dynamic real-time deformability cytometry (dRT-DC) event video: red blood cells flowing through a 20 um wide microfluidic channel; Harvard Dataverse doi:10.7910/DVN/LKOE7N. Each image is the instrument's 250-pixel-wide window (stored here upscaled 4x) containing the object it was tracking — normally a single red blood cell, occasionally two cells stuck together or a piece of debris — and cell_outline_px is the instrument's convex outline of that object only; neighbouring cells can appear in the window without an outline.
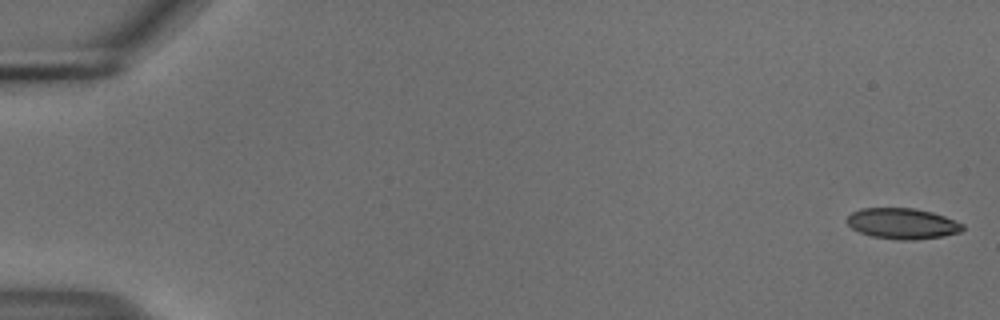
{"species": "common noctule bat (a hibernating species)", "species_latin": "Nyctalus noctula", "temperature_condition": "cold", "stored_images_in_passage": 55, "camera_frame_rate_fps": 3000, "um_per_image_px": 0.085, "animal": {"sex": "male", "body_mass_g": 18.8}, "frame": {"image": 1, "passage_image": 1, "time_ms": 0.0, "image_size_px": [1000, 320], "cell_outline_px": [[964, 228], [960, 232], [944, 236], [916, 240], [896, 240], [872, 236], [860, 232], [852, 228], [844, 220], [852, 212], [860, 208], [912, 208], [932, 212], [944, 216], [964, 224]], "centroid_in_image_um": [76.69, 19.01], "position_along_channel_um": 8.3, "area_um2": 20.87}}
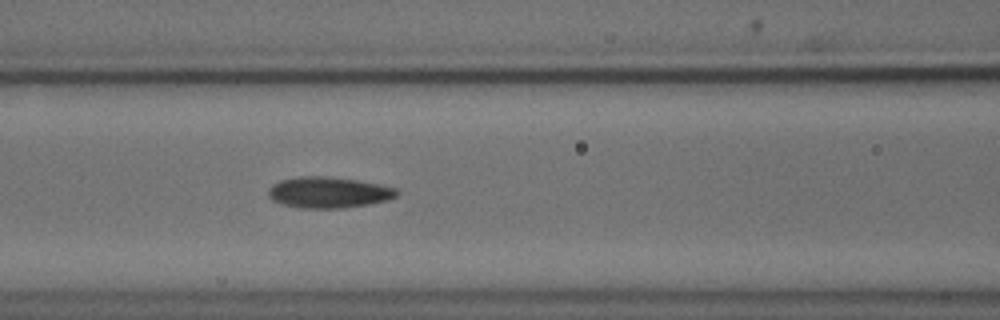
{"frame": {"image": 2, "passage_image": 24, "time_ms": 7.667, "image_size_px": [1000, 320], "cell_outline_px": [[400, 192], [396, 196], [388, 200], [368, 204], [340, 208], [300, 208], [284, 204], [272, 200], [268, 196], [268, 188], [272, 184], [280, 180], [296, 176], [328, 176], [356, 180], [396, 188]], "centroid_in_image_um": [27.89, 16.35], "position_along_channel_um": 138.7, "area_um2": 23.24}}
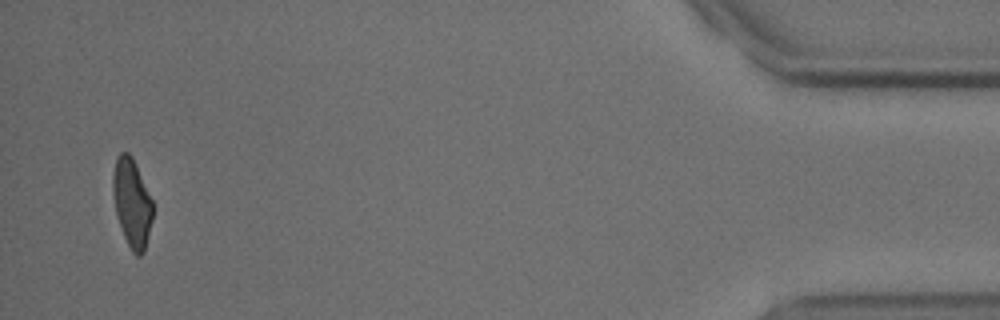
{"frame": {"image": 3, "passage_image": 53, "time_ms": 17.333, "image_size_px": [1000, 320], "cell_outline_px": [[152, 220], [144, 252], [140, 256], [136, 256], [132, 252], [124, 236], [116, 216], [112, 192], [112, 176], [116, 156], [120, 152], [128, 152], [132, 156], [152, 200]], "centroid_in_image_um": [11.19, 17.23], "position_along_channel_um": 424.0, "area_um2": 20.58}, "authors_computed_cell_mechanics": {"area_um2": 21.9062, "velocity_mm_per_s": 3.7287, "shape_relaxation_time_tau1_ms": 6.0788, "shape_relaxation_time_tau2_ms": 4.1145, "deformation_change_tau1": 0.1595, "deformation_change_tau2": 0.1031}}